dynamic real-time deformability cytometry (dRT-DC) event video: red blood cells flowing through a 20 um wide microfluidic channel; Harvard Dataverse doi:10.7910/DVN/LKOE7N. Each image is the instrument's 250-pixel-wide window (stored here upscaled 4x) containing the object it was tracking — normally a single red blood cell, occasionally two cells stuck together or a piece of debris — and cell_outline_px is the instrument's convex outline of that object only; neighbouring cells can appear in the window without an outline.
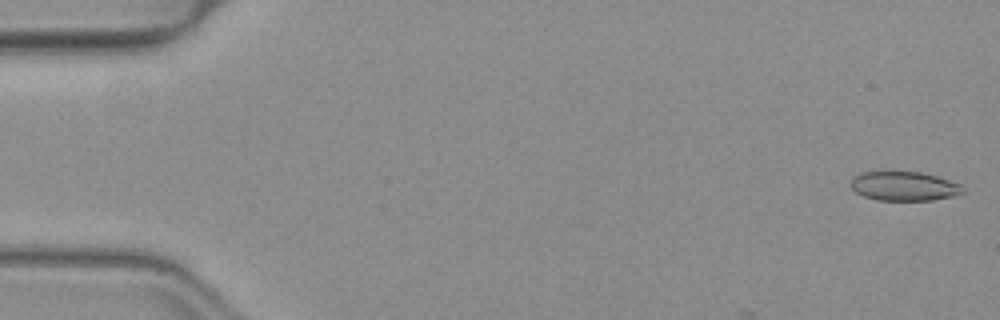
{"species": "common noctule bat (a hibernating species)", "species_latin": "Nyctalus noctula", "temperature_condition": "warm", "stored_images_in_passage": 7, "camera_frame_rate_fps": 3000, "um_per_image_px": 0.085, "animal": {"sex": "female", "body_mass_g": 19.3, "forearm_length_mm": 54.1}, "frame": {"image": 1, "passage_image": 1, "time_ms": 0.0, "image_size_px": [1000, 320], "cell_outline_px": [[964, 192], [956, 196], [932, 200], [876, 200], [864, 196], [856, 192], [848, 184], [852, 176], [860, 172], [884, 168], [892, 168], [920, 172], [936, 176], [960, 184], [964, 188]], "centroid_in_image_um": [76.76, 15.76], "position_along_channel_um": 8.2, "area_um2": 20.17}}